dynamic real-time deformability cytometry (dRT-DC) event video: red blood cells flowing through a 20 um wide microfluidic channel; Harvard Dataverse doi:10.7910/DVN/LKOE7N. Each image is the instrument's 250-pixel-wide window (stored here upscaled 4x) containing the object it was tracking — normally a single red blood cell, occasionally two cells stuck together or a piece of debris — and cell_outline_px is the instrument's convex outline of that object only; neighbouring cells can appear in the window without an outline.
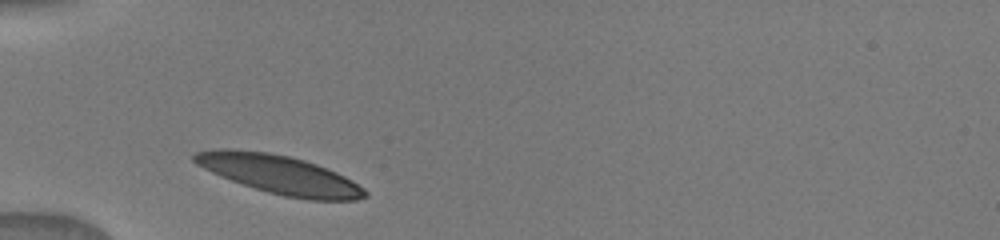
{"species": "human", "species_latin": "Homo sapiens", "temperature_condition": "warm", "stored_images_in_passage": 2, "camera_frame_rate_fps": 3000, "um_per_image_px": 0.085, "donor": {"sex": "male"}, "frame": {"image": 1, "passage_image": 1, "time_ms": 0.0, "image_size_px": [1000, 240], "cell_outline_px": [[368, 196], [356, 200], [308, 200], [284, 196], [268, 192], [220, 176], [196, 164], [192, 160], [192, 156], [196, 152], [216, 148], [232, 148], [268, 152], [288, 156], [304, 160], [316, 164], [336, 172], [352, 180], [364, 188], [368, 192]], "centroid_in_image_um": [23.76, 14.83], "position_along_channel_um": 61.2, "area_um2": 38.38}}
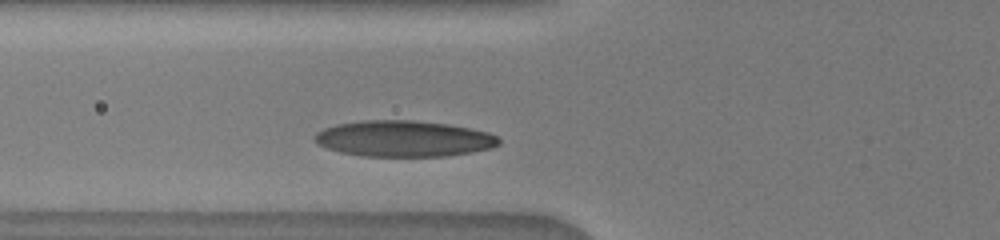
{"frame": {"image": 2, "passage_image": 2, "time_ms": 1.0, "image_size_px": [1000, 240], "cell_outline_px": [[500, 144], [492, 148], [472, 152], [448, 156], [364, 156], [340, 152], [328, 148], [320, 144], [316, 140], [316, 132], [324, 128], [336, 124], [364, 120], [412, 120], [448, 124], [488, 132], [496, 136], [500, 140]], "centroid_in_image_um": [34.35, 11.78], "position_along_channel_um": 91.4, "area_um2": 38.55}}